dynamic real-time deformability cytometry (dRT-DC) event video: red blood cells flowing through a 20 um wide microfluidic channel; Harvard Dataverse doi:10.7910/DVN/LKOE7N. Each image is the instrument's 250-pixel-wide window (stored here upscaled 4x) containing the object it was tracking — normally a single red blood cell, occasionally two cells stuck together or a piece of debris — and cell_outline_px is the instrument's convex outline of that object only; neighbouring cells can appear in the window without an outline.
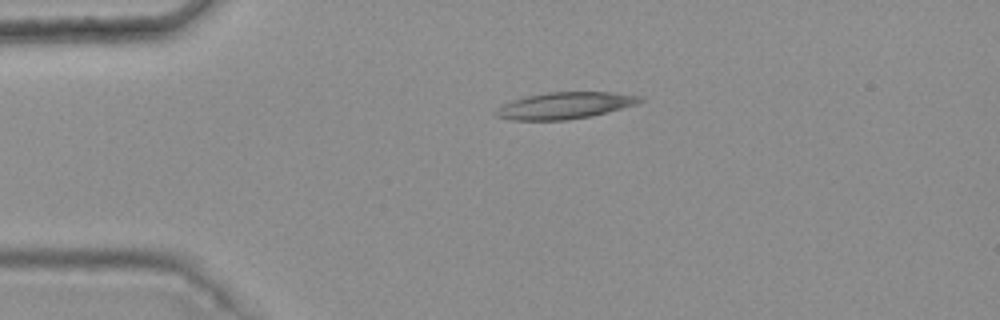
{"species": "common noctule bat (a hibernating species)", "species_latin": "Nyctalus noctula", "temperature_condition": "warm", "stored_images_in_passage": 2, "camera_frame_rate_fps": 3000, "um_per_image_px": 0.085, "animal": {"sex": "female", "body_mass_g": 25.1}, "frame": {"image": 1, "passage_image": 1, "time_ms": 0.0, "image_size_px": [1000, 320], "cell_outline_px": [[644, 100], [636, 104], [608, 112], [592, 116], [568, 120], [512, 120], [496, 116], [492, 112], [504, 104], [512, 100], [528, 96], [548, 92], [612, 92], [640, 96]], "centroid_in_image_um": [48.01, 8.97], "position_along_channel_um": 37.0, "area_um2": 22.31}}